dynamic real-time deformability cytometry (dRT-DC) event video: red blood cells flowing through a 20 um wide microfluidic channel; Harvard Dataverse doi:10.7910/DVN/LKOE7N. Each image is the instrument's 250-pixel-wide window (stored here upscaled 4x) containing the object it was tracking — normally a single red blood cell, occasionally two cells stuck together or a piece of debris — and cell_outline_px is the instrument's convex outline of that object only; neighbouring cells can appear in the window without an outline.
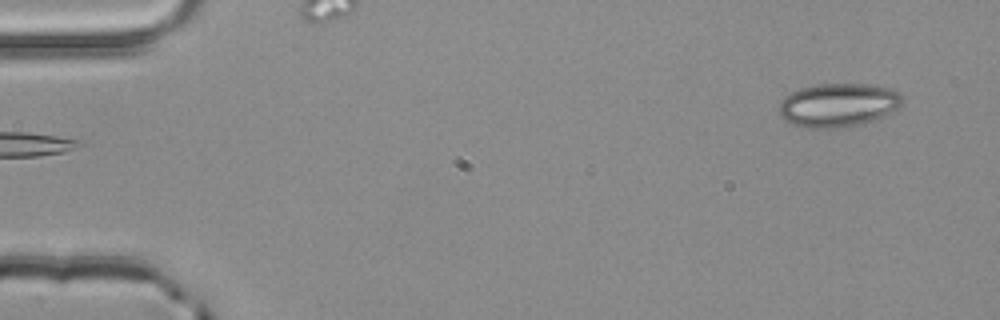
{"species": "common noctule bat (a hibernating species)", "species_latin": "Nyctalus noctula", "temperature_condition": "room temperature", "stored_images_in_passage": 4, "camera_frame_rate_fps": 3000, "um_per_image_px": 0.085, "animal": {"sex": "male", "body_mass_g": 20.4}, "frame": {"image": 1, "passage_image": 4, "time_ms": 1.0, "image_size_px": [1000, 320], "cell_outline_px": [[904, 100], [896, 108], [864, 124], [836, 128], [808, 128], [792, 124], [784, 120], [780, 116], [780, 100], [784, 96], [800, 88], [816, 84], [868, 84], [892, 88], [904, 96]], "centroid_in_image_um": [71.22, 8.92], "position_along_channel_um": 13.8, "area_um2": 31.39}}